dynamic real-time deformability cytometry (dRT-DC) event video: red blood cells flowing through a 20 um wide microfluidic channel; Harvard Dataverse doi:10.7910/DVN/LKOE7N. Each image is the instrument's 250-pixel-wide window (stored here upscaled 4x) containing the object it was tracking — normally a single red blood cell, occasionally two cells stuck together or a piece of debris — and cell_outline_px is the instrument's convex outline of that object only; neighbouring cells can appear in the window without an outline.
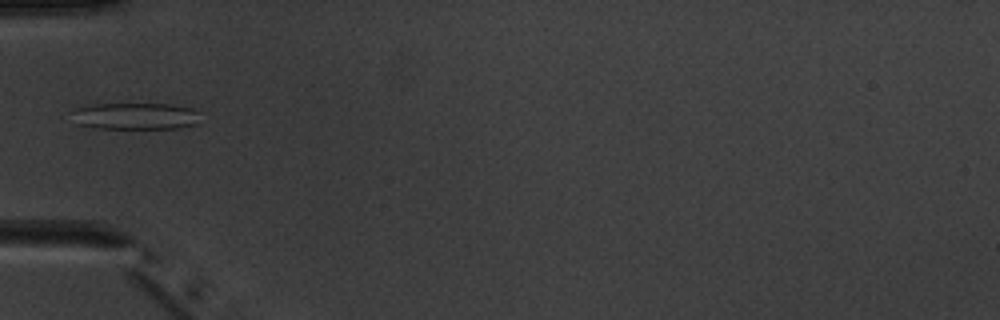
{"species": "common noctule bat (a hibernating species)", "species_latin": "Nyctalus noctula", "temperature_condition": "warm", "stored_images_in_passage": 1, "camera_frame_rate_fps": 3000, "um_per_image_px": 0.085, "animal": {"sex": "male", "body_mass_g": 20.1, "forearm_length_mm": 53.5}, "frame": {"image": 1, "passage_image": 1, "time_ms": 0.0, "image_size_px": [1000, 320], "cell_outline_px": [[200, 124], [180, 128], [92, 128], [76, 124], [76, 108], [92, 104], [172, 104], [192, 108], [200, 112]], "centroid_in_image_um": [11.63, 9.87], "position_along_channel_um": 73.4, "area_um2": 20.11}}